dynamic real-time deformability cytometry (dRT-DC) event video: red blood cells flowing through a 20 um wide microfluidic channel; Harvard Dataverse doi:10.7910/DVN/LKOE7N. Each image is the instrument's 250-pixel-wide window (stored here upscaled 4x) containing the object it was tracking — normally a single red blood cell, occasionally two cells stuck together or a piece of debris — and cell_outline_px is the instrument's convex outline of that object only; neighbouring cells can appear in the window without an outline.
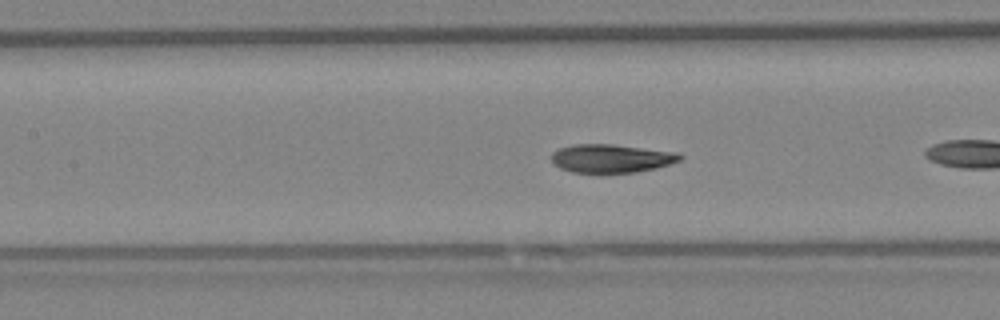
{"species": "Egyptian fruit bat (a non-hibernating species)", "species_latin": "Rousettus aegyptiacus", "temperature_condition": "warm", "stored_images_in_passage": 30, "camera_frame_rate_fps": 3000, "um_per_image_px": 0.085, "animal": {"sex": "female"}, "frame": {"image": 1, "passage_image": 9, "time_ms": 2.667, "image_size_px": [1000, 320], "cell_outline_px": [[684, 156], [680, 160], [672, 164], [656, 168], [636, 172], [572, 172], [560, 168], [552, 164], [552, 152], [560, 148], [572, 144], [612, 144], [680, 152]], "centroid_in_image_um": [51.99, 13.45], "position_along_channel_um": 155.4, "area_um2": 21.44}}